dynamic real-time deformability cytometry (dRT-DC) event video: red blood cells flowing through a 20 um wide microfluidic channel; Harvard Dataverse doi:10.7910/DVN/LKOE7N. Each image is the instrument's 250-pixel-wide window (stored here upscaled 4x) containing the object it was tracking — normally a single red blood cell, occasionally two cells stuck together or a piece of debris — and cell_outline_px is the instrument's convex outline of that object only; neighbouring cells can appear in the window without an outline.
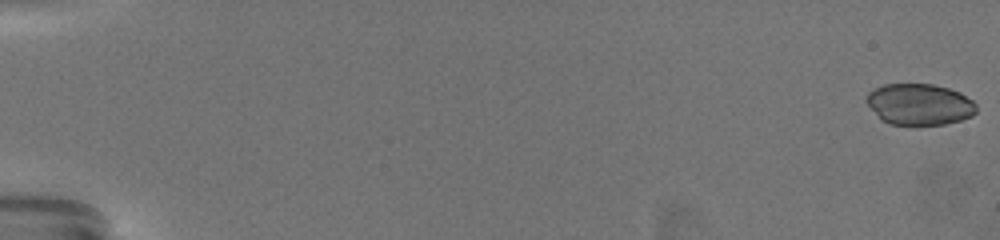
{"species": "common noctule bat (a hibernating species)", "species_latin": "Nyctalus noctula", "temperature_condition": "warm", "stored_images_in_passage": 63, "camera_frame_rate_fps": 3000, "um_per_image_px": 0.085, "animal": {"sex": "female", "body_mass_g": 19.5, "forearm_length_mm": 54.1}, "frame": {"image": 1, "passage_image": 1, "time_ms": 0.0, "image_size_px": [1000, 240], "cell_outline_px": [[976, 112], [972, 116], [960, 120], [944, 124], [892, 124], [880, 120], [864, 100], [868, 92], [872, 88], [884, 84], [932, 84], [948, 88], [960, 92], [972, 100], [976, 104]], "centroid_in_image_um": [78.12, 8.85], "position_along_channel_um": 6.9, "area_um2": 26.53}}
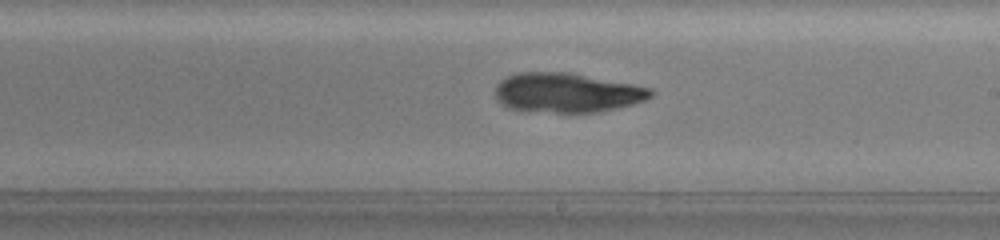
{"frame": {"image": 2, "passage_image": 39, "time_ms": 12.667, "image_size_px": [1000, 240], "cell_outline_px": [[652, 96], [644, 100], [632, 104], [600, 112], [524, 112], [508, 108], [496, 100], [496, 84], [500, 80], [508, 76], [520, 72], [568, 72], [632, 84], [652, 88]], "centroid_in_image_um": [48.13, 7.89], "position_along_channel_um": 240.9, "area_um2": 35.95}}
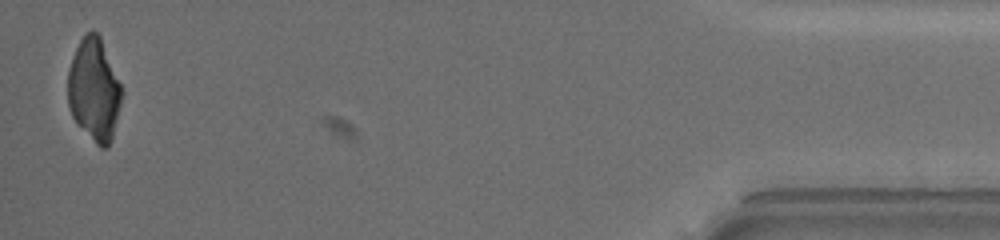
{"frame": {"image": 3, "passage_image": 62, "time_ms": 20.333, "image_size_px": [1000, 240], "cell_outline_px": [[124, 92], [112, 140], [108, 148], [100, 148], [76, 124], [72, 116], [68, 104], [68, 68], [76, 48], [84, 32], [92, 28], [100, 36]], "centroid_in_image_um": [8.0, 7.64], "position_along_channel_um": 427.2, "area_um2": 32.66}}